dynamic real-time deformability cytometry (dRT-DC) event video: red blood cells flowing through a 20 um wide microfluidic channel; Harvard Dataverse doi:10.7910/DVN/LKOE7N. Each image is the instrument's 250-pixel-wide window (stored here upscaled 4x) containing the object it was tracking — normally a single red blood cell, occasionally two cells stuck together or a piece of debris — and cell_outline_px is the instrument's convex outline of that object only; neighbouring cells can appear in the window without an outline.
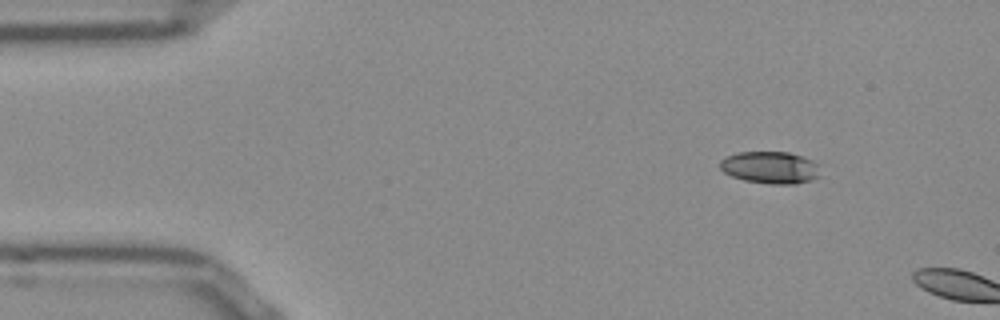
{"species": "Egyptian fruit bat (a non-hibernating species)", "species_latin": "Rousettus aegyptiacus", "temperature_condition": "room temperature", "stored_images_in_passage": 4, "camera_frame_rate_fps": 3000, "um_per_image_px": 0.085, "frame": {"image": 1, "passage_image": 1, "time_ms": 0.0, "image_size_px": [1000, 320], "cell_outline_px": [[820, 176], [812, 180], [796, 184], [772, 184], [744, 180], [732, 176], [724, 172], [720, 168], [720, 160], [736, 152], [788, 152], [812, 160], [816, 164]], "centroid_in_image_um": [65.46, 14.24], "position_along_channel_um": 19.5, "area_um2": 18.67}}